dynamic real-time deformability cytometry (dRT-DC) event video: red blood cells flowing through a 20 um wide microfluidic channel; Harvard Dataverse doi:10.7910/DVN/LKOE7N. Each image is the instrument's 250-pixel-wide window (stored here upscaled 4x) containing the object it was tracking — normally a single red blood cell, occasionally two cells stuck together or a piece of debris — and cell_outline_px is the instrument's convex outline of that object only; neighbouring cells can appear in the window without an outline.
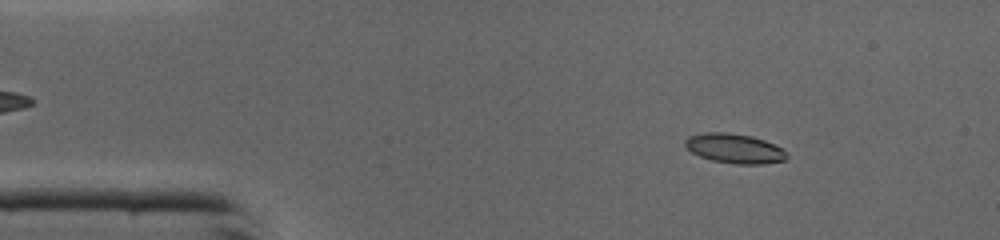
{"species": "common noctule bat (a hibernating species)", "species_latin": "Nyctalus noctula", "temperature_condition": "cold", "stored_images_in_passage": 41, "camera_frame_rate_fps": 3000, "um_per_image_px": 0.085, "animal": {"sex": "male", "body_mass_g": 19.0, "forearm_length_mm": 50.8}, "frame": {"image": 1, "passage_image": 1, "time_ms": 0.0, "image_size_px": [1000, 240], "cell_outline_px": [[788, 156], [784, 160], [764, 164], [736, 164], [712, 160], [700, 156], [692, 152], [684, 144], [684, 140], [688, 136], [704, 132], [728, 132], [752, 136], [764, 140], [780, 148]], "centroid_in_image_um": [62.39, 12.61], "position_along_channel_um": 22.6, "area_um2": 17.4}}
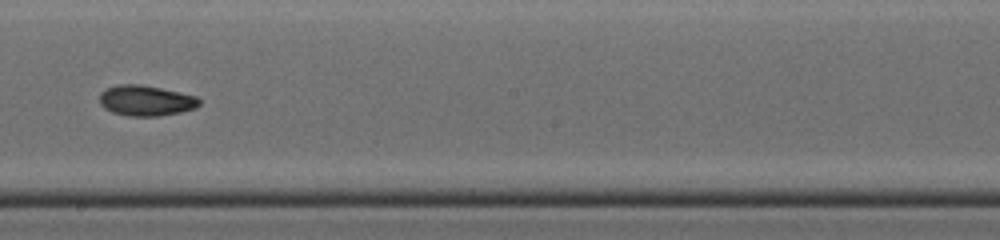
{"frame": {"image": 2, "passage_image": 20, "time_ms": 6.333, "image_size_px": [1000, 240], "cell_outline_px": [[200, 104], [196, 108], [180, 112], [156, 116], [128, 116], [112, 112], [104, 108], [100, 104], [100, 92], [108, 88], [120, 84], [140, 84], [160, 88], [196, 96], [200, 100]], "centroid_in_image_um": [12.39, 8.55], "position_along_channel_um": 235.8, "area_um2": 17.63}}
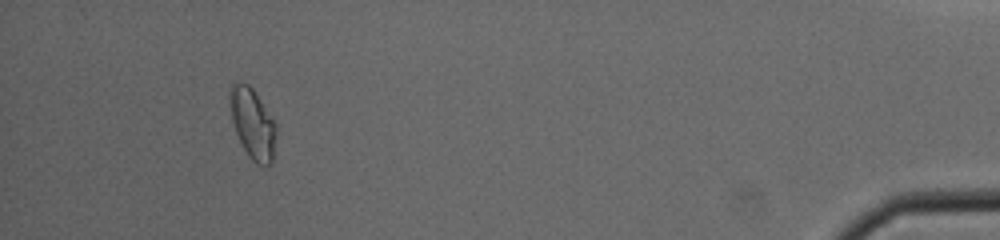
{"frame": {"image": 3, "passage_image": 37, "time_ms": 12.0, "image_size_px": [1000, 240], "cell_outline_px": [[276, 136], [272, 164], [256, 164], [248, 156], [236, 132], [232, 120], [228, 96], [228, 88], [232, 80], [248, 84], [252, 88], [276, 124]], "centroid_in_image_um": [21.44, 10.46], "position_along_channel_um": 413.8, "area_um2": 19.02}, "authors_computed_cell_mechanics": {"area_um2": 17.3978, "velocity_mm_per_s": 4.3821, "shape_relaxation_time_tau1_ms": 4.3112, "shape_relaxation_time_tau2_ms": 5.5273, "deformation_change_tau1": 0.1563, "deformation_change_tau2": 0.1014}}